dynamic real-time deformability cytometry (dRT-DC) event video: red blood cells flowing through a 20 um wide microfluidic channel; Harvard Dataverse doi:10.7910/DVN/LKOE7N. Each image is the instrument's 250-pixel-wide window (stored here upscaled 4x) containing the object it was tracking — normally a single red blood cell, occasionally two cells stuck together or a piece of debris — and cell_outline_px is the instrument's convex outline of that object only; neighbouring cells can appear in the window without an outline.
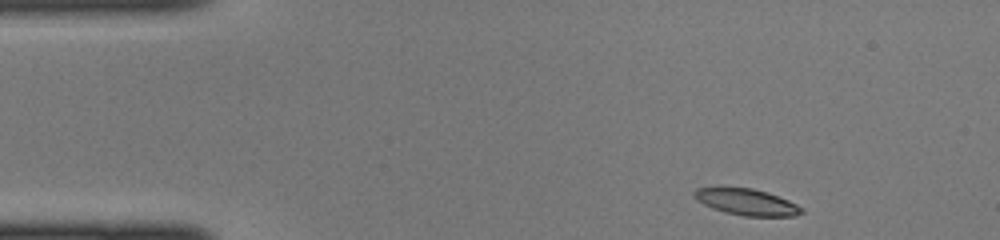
{"species": "common noctule bat (a hibernating species)", "species_latin": "Nyctalus noctula", "temperature_condition": "cold", "stored_images_in_passage": 40, "camera_frame_rate_fps": 3000, "um_per_image_px": 0.085, "animal": {"sex": "female", "body_mass_g": 22.0, "forearm_length_mm": 56.7}, "frame": {"image": 1, "passage_image": 1, "time_ms": 0.0, "image_size_px": [1000, 240], "cell_outline_px": [[804, 212], [796, 216], [744, 216], [724, 212], [712, 208], [696, 200], [692, 196], [692, 192], [696, 188], [752, 188], [768, 192], [788, 200], [804, 208]], "centroid_in_image_um": [63.47, 17.18], "position_along_channel_um": 21.5, "area_um2": 16.53}}
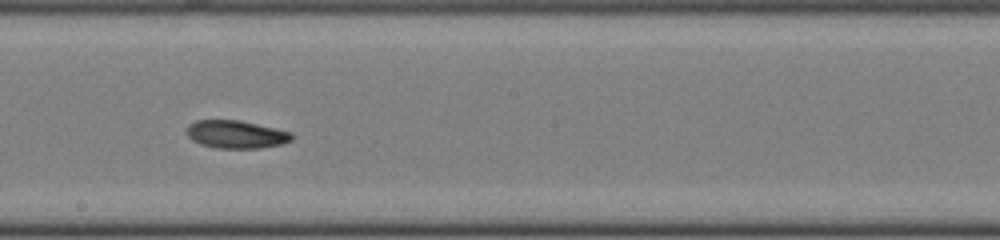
{"frame": {"image": 2, "passage_image": 20, "time_ms": 6.333, "image_size_px": [1000, 240], "cell_outline_px": [[296, 136], [292, 140], [280, 144], [260, 148], [216, 148], [200, 144], [192, 140], [188, 136], [188, 124], [196, 120], [240, 120], [276, 128], [292, 132]], "centroid_in_image_um": [20.1, 11.42], "position_along_channel_um": 228.1, "area_um2": 17.17}}
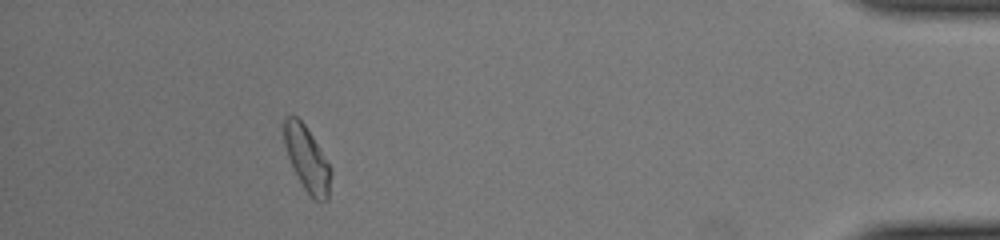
{"frame": {"image": 3, "passage_image": 36, "time_ms": 11.667, "image_size_px": [1000, 240], "cell_outline_px": [[332, 172], [328, 200], [316, 200], [304, 188], [292, 168], [284, 144], [284, 116], [296, 116], [304, 124], [312, 136], [332, 168]], "centroid_in_image_um": [26.1, 13.51], "position_along_channel_um": 409.1, "area_um2": 17.51}}